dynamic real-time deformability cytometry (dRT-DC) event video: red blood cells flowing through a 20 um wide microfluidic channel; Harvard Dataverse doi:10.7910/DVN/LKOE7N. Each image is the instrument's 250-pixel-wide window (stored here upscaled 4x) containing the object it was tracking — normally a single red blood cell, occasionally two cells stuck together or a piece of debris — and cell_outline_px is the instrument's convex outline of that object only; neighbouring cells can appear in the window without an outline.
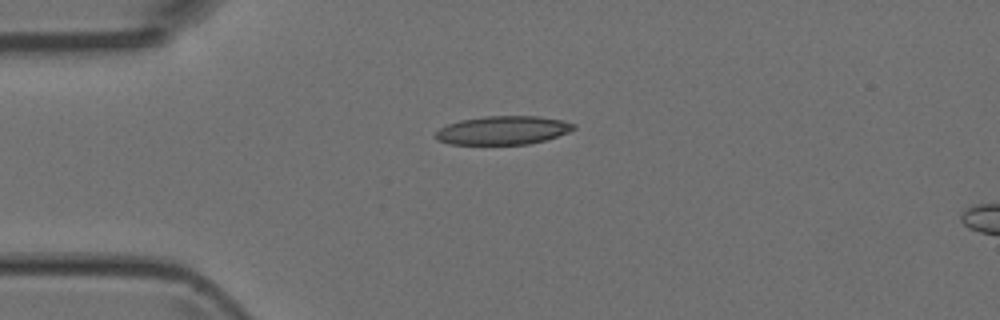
{"species": "Egyptian fruit bat (a non-hibernating species)", "species_latin": "Rousettus aegyptiacus", "temperature_condition": "room temperature", "stored_images_in_passage": 3, "camera_frame_rate_fps": 3000, "um_per_image_px": 0.085, "animal": {"sex": "female"}, "frame": {"image": 1, "passage_image": 1, "time_ms": 0.0, "image_size_px": [1000, 320], "cell_outline_px": [[576, 128], [568, 132], [544, 140], [528, 144], [448, 144], [436, 140], [432, 136], [440, 128], [448, 124], [460, 120], [484, 116], [540, 116], [564, 120], [576, 124]], "centroid_in_image_um": [42.73, 11.07], "position_along_channel_um": 42.3, "area_um2": 23.12}}
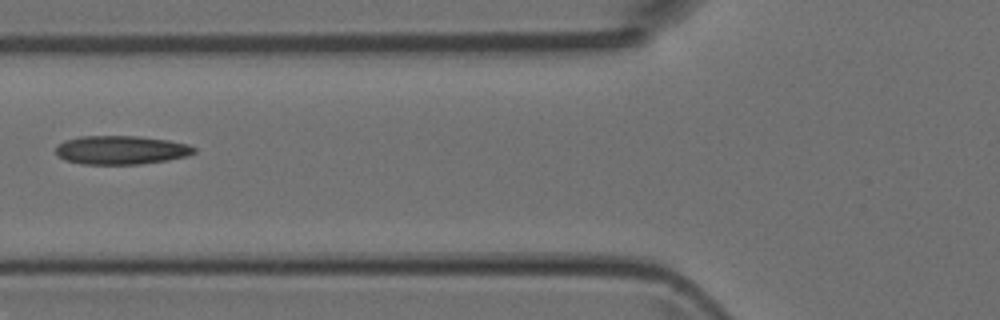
{"frame": {"image": 2, "passage_image": 3, "time_ms": 2.333, "image_size_px": [1000, 320], "cell_outline_px": [[196, 152], [184, 156], [168, 160], [140, 164], [84, 164], [64, 160], [56, 152], [56, 148], [64, 140], [80, 136], [140, 136], [168, 140], [188, 144], [196, 148]], "centroid_in_image_um": [10.3, 12.74], "position_along_channel_um": 115.5, "area_um2": 23.06}}